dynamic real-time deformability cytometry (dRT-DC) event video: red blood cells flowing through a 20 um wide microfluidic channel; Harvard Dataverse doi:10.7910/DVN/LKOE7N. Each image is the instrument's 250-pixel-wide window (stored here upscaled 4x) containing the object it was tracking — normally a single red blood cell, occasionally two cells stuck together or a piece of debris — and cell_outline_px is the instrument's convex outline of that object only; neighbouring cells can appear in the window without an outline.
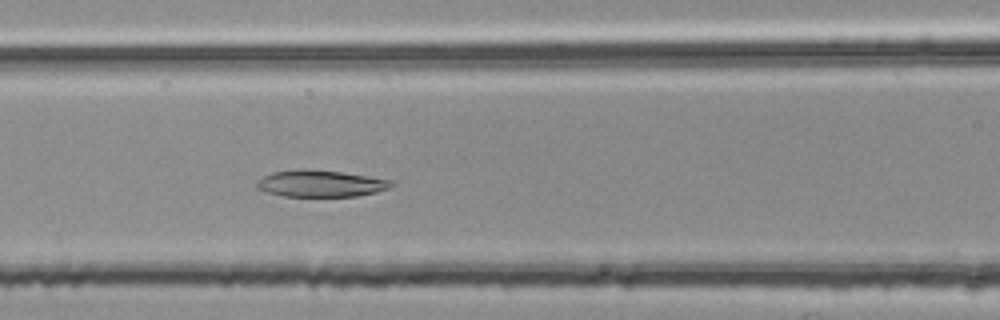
{"species": "common noctule bat (a hibernating species)", "species_latin": "Nyctalus noctula", "temperature_condition": "room temperature", "stored_images_in_passage": 23, "camera_frame_rate_fps": 3000, "um_per_image_px": 0.085, "animal": {"sex": "female", "body_mass_g": 25.1}, "frame": {"image": 1, "passage_image": 11, "time_ms": 3.333, "image_size_px": [1000, 320], "cell_outline_px": [[392, 184], [388, 188], [376, 192], [356, 196], [284, 196], [268, 192], [256, 188], [256, 184], [264, 176], [272, 172], [340, 172], [392, 180]], "centroid_in_image_um": [27.29, 15.65], "position_along_channel_um": 139.3, "area_um2": 19.65}}
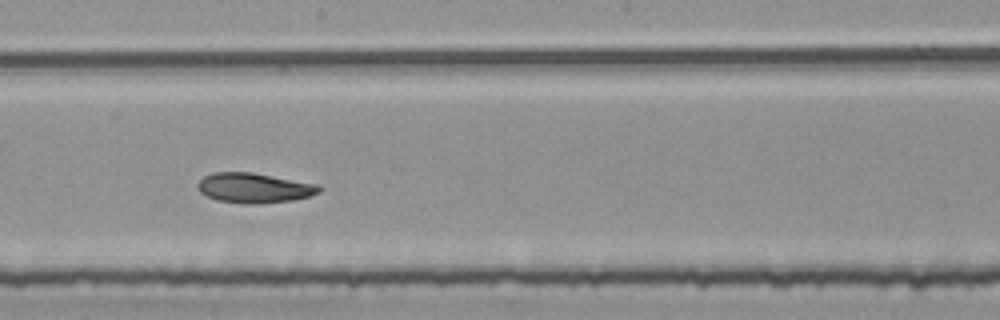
{"frame": {"image": 2, "passage_image": 18, "time_ms": 5.667, "image_size_px": [1000, 320], "cell_outline_px": [[324, 188], [320, 192], [308, 196], [292, 200], [260, 204], [256, 204], [216, 200], [200, 192], [196, 184], [204, 176], [212, 172], [252, 172], [320, 184]], "centroid_in_image_um": [21.64, 15.96], "position_along_channel_um": 226.6, "area_um2": 21.27}}
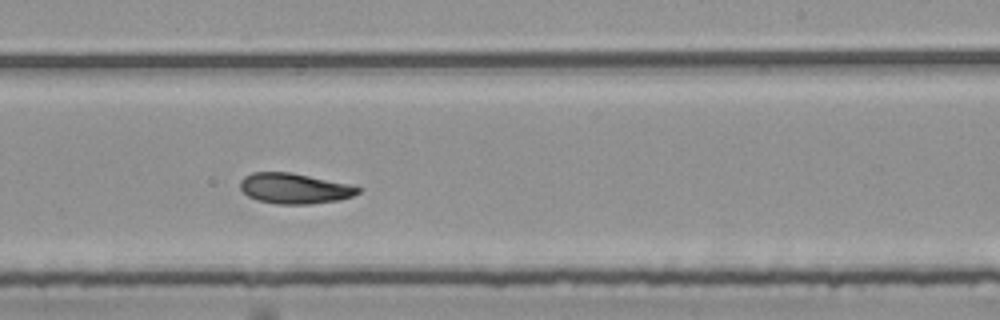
{"frame": {"image": 3, "passage_image": 21, "time_ms": 6.667, "image_size_px": [1000, 320], "cell_outline_px": [[360, 192], [352, 196], [340, 200], [308, 204], [276, 204], [256, 200], [248, 196], [240, 188], [240, 180], [244, 176], [252, 172], [292, 172], [348, 184], [360, 188]], "centroid_in_image_um": [24.99, 16.02], "position_along_channel_um": 264.0, "area_um2": 20.92}}